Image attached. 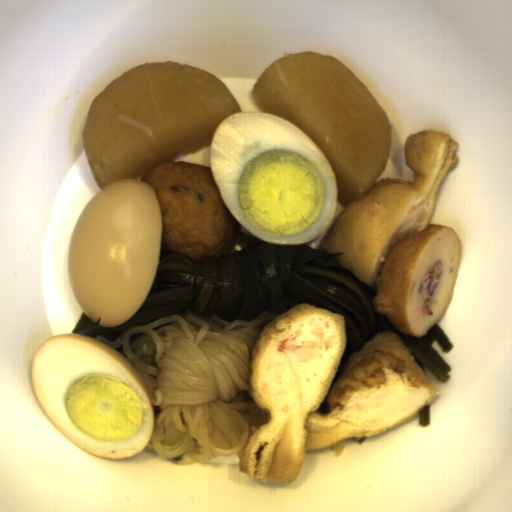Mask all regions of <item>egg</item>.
I'll list each match as a JSON object with an SVG mask.
<instances>
[{
  "label": "egg",
  "instance_id": "2",
  "mask_svg": "<svg viewBox=\"0 0 512 512\" xmlns=\"http://www.w3.org/2000/svg\"><path fill=\"white\" fill-rule=\"evenodd\" d=\"M29 379L45 417L91 456H137L154 437V407L142 376L94 337L46 339L30 362Z\"/></svg>",
  "mask_w": 512,
  "mask_h": 512
},
{
  "label": "egg",
  "instance_id": "3",
  "mask_svg": "<svg viewBox=\"0 0 512 512\" xmlns=\"http://www.w3.org/2000/svg\"><path fill=\"white\" fill-rule=\"evenodd\" d=\"M162 211L146 182L121 179L85 205L71 236L67 271L88 319L116 327L145 302L159 267Z\"/></svg>",
  "mask_w": 512,
  "mask_h": 512
},
{
  "label": "egg",
  "instance_id": "1",
  "mask_svg": "<svg viewBox=\"0 0 512 512\" xmlns=\"http://www.w3.org/2000/svg\"><path fill=\"white\" fill-rule=\"evenodd\" d=\"M209 152L224 203L258 238L311 243L331 225L335 171L321 147L293 122L237 112L217 125Z\"/></svg>",
  "mask_w": 512,
  "mask_h": 512
}]
</instances>
